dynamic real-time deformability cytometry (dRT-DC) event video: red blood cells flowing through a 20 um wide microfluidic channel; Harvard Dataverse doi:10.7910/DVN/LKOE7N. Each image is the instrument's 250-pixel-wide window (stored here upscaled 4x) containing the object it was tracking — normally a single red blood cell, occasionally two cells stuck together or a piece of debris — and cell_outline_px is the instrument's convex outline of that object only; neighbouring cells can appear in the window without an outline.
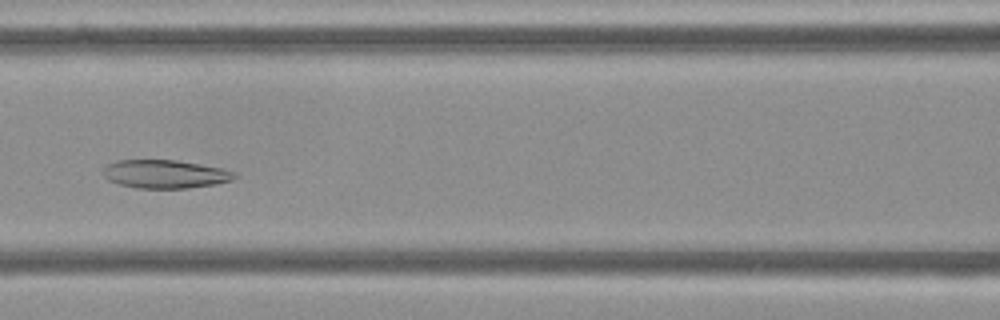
{"species": "Egyptian fruit bat (a non-hibernating species)", "species_latin": "Rousettus aegyptiacus", "temperature_condition": "cold", "stored_images_in_passage": 54, "camera_frame_rate_fps": 3000, "um_per_image_px": 0.085, "frame": {"image": 1, "passage_image": 23, "time_ms": 7.333, "image_size_px": [1000, 320], "cell_outline_px": [[236, 176], [232, 180], [216, 184], [188, 188], [136, 188], [120, 184], [108, 180], [104, 176], [104, 168], [108, 164], [116, 160], [176, 160], [220, 168], [236, 172]], "centroid_in_image_um": [14.03, 14.8], "position_along_channel_um": 152.6, "area_um2": 21.56}}
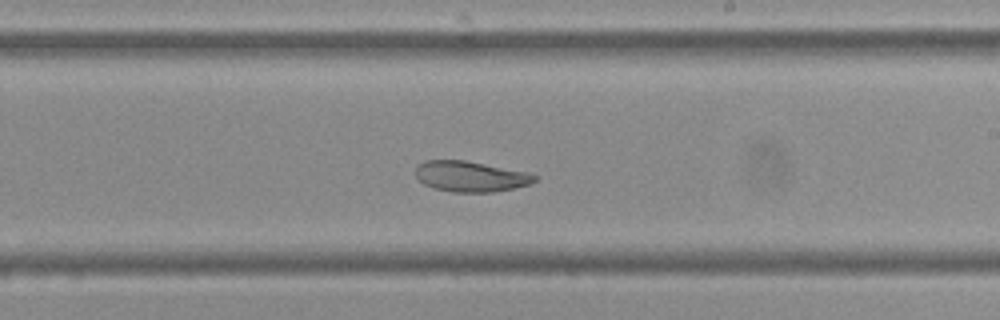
{"frame": {"image": 2, "passage_image": 31, "time_ms": 10.0, "image_size_px": [1000, 320], "cell_outline_px": [[536, 180], [528, 184], [512, 188], [492, 192], [452, 192], [432, 188], [424, 184], [416, 176], [416, 168], [424, 160], [464, 160], [528, 172], [536, 176]], "centroid_in_image_um": [39.96, 14.99], "position_along_channel_um": 249.0, "area_um2": 21.04}}
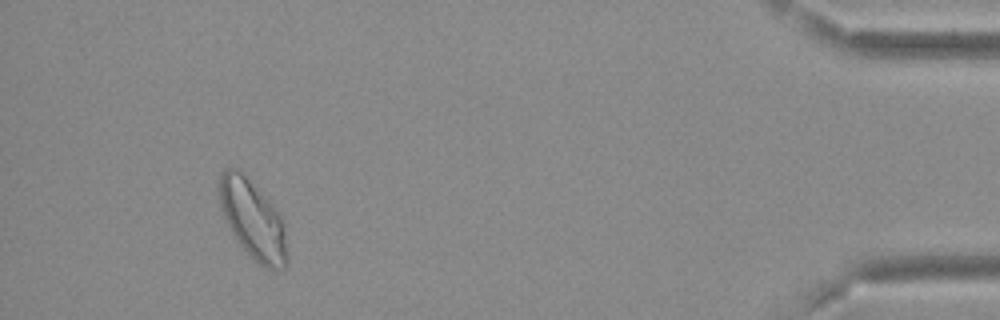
{"frame": {"image": 3, "passage_image": 50, "time_ms": 16.333, "image_size_px": [1000, 320], "cell_outline_px": [[288, 268], [280, 272], [264, 268], [240, 244], [232, 232], [224, 216], [216, 192], [216, 188], [220, 176], [228, 168], [240, 168], [284, 216], [288, 256]], "centroid_in_image_um": [21.55, 18.67], "position_along_channel_um": 413.7, "area_um2": 32.08}, "authors_computed_cell_mechanics": {"area_um2": 27.2816, "velocity_mm_per_s": 3.6306, "shape_relaxation_time_tau1_ms": null, "shape_relaxation_time_tau2_ms": 3.3963, "deformation_change_tau1": null, "deformation_change_tau2": 0.0739}}